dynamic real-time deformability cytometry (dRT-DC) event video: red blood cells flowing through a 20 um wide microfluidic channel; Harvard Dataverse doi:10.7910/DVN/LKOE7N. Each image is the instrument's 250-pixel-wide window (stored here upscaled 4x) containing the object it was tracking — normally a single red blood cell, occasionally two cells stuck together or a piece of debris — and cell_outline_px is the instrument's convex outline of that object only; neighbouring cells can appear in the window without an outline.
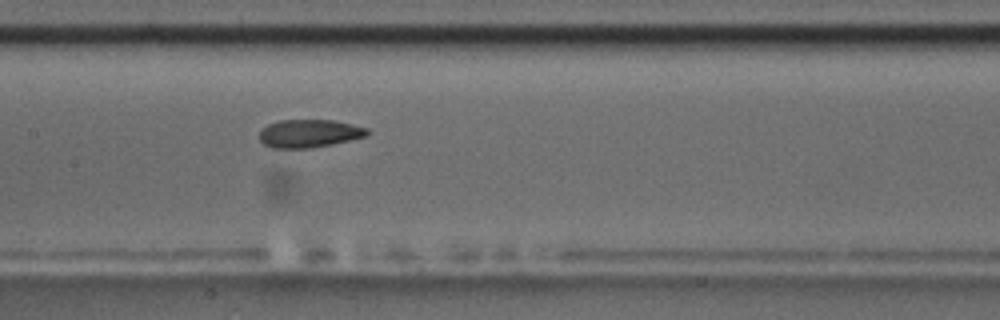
{"species": "common noctule bat (a hibernating species)", "species_latin": "Nyctalus noctula", "temperature_condition": "room temperature", "stored_images_in_passage": 4, "camera_frame_rate_fps": 3000, "um_per_image_px": 0.085, "animal": {"sex": "male", "body_mass_g": 17.5, "forearm_length_mm": 52.3}, "frame": {"image": 1, "passage_image": 4, "time_ms": 3.333, "image_size_px": [1000, 320], "cell_outline_px": [[368, 136], [332, 144], [308, 148], [272, 148], [264, 144], [260, 140], [260, 132], [268, 124], [280, 120], [332, 120], [352, 124], [368, 128]], "centroid_in_image_um": [26.3, 11.34], "position_along_channel_um": 181.1, "area_um2": 17.51}}